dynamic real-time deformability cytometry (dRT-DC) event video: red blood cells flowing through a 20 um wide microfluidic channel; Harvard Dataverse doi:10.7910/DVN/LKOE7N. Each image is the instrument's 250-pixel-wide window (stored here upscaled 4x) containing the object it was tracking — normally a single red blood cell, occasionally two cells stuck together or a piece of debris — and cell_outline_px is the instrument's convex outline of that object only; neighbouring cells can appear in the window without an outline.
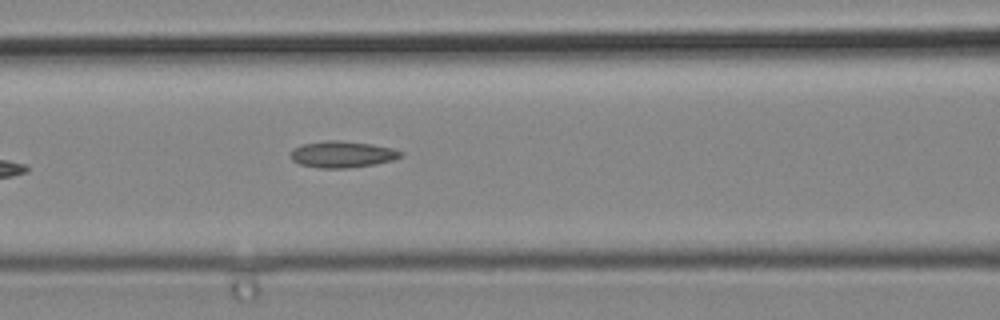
{"species": "common noctule bat (a hibernating species)", "species_latin": "Nyctalus noctula", "temperature_condition": "cold", "stored_images_in_passage": 6, "camera_frame_rate_fps": 3000, "um_per_image_px": 0.085, "animal": {"sex": "male", "body_mass_g": 19.2, "forearm_length_mm": 51.8}, "frame": {"image": 1, "passage_image": 6, "time_ms": 1.667, "image_size_px": [1000, 320], "cell_outline_px": [[404, 156], [392, 160], [376, 164], [348, 168], [320, 168], [300, 164], [292, 160], [292, 148], [304, 144], [328, 140], [340, 140], [372, 144], [392, 148], [404, 152]], "centroid_in_image_um": [29.14, 13.12], "position_along_channel_um": 137.5, "area_um2": 16.99}}